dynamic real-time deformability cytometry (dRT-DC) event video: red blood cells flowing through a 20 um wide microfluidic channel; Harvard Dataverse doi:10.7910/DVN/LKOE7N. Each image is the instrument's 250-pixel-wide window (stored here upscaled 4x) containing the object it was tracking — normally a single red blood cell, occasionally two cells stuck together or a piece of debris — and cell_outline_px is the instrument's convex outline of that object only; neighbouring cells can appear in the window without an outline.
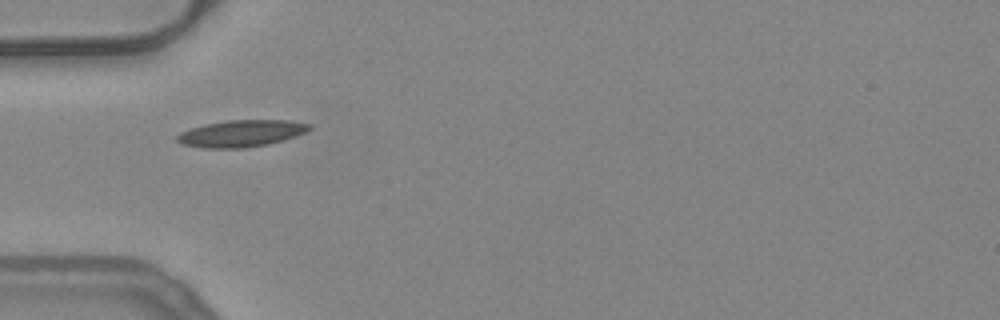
{"species": "common noctule bat (a hibernating species)", "species_latin": "Nyctalus noctula", "temperature_condition": "warm", "stored_images_in_passage": 37, "camera_frame_rate_fps": 3000, "um_per_image_px": 0.085, "animal": {"sex": "female", "body_mass_g": 24.6, "forearm_length_mm": 56.2}, "frame": {"image": 1, "passage_image": 1, "time_ms": 0.0, "image_size_px": [1000, 320], "cell_outline_px": [[312, 128], [296, 136], [284, 140], [268, 144], [244, 148], [204, 148], [184, 144], [176, 140], [176, 136], [180, 132], [204, 124], [228, 120], [288, 120], [312, 124]], "centroid_in_image_um": [20.53, 11.34], "position_along_channel_um": 64.5, "area_um2": 20.63}, "authors_computed_cell_mechanics": {"area_um2": 18.496, "velocity_mm_per_s": 3.9022, "shape_relaxation_time_tau1_ms": 6.8671, "shape_relaxation_time_tau2_ms": 5.7678, "deformation_change_tau1": 0.1731, "deformation_change_tau2": 0.1125}}